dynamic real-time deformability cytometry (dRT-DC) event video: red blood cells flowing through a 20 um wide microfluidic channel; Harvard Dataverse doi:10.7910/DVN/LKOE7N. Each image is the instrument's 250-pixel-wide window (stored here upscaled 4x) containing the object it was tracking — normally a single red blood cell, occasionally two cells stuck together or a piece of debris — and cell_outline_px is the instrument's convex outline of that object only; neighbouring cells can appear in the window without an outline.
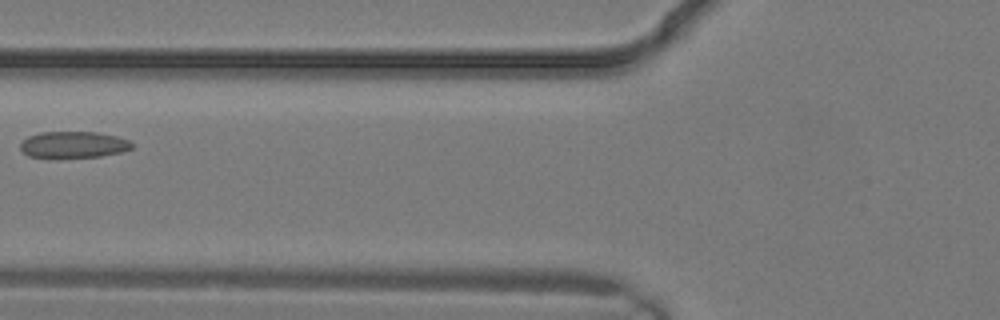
{"species": "common noctule bat (a hibernating species)", "species_latin": "Nyctalus noctula", "temperature_condition": "warm", "stored_images_in_passage": 3, "camera_frame_rate_fps": 3000, "um_per_image_px": 0.085, "animal": {"sex": "male", "body_mass_g": 19.2, "forearm_length_mm": 51.8}, "frame": {"image": 1, "passage_image": 3, "time_ms": 0.667, "image_size_px": [1000, 320], "cell_outline_px": [[132, 148], [120, 152], [100, 156], [28, 156], [20, 148], [20, 144], [28, 136], [40, 132], [96, 132], [116, 136], [128, 140], [132, 144]], "centroid_in_image_um": [6.24, 12.27], "position_along_channel_um": 119.6, "area_um2": 16.65}}